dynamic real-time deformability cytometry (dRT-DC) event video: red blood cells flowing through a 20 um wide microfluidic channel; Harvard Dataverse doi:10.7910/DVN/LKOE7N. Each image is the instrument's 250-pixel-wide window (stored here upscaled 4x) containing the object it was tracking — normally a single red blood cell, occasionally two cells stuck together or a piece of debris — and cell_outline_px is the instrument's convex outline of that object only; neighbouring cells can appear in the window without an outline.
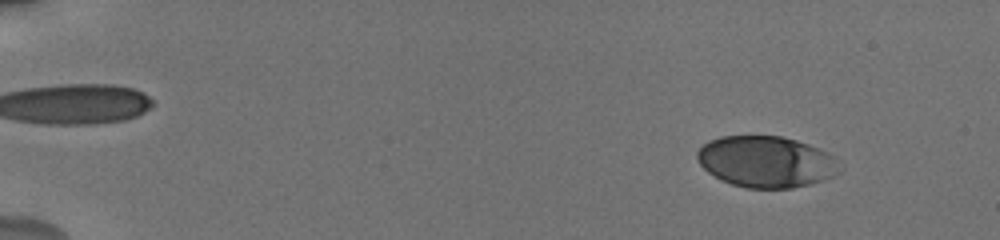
{"species": "human", "species_latin": "Homo sapiens", "temperature_condition": "cold", "stored_images_in_passage": 28, "camera_frame_rate_fps": 3000, "um_per_image_px": 0.085, "donor": {"sex": "male"}, "frame": {"image": 1, "passage_image": 3, "time_ms": 1.0, "image_size_px": [1000, 240], "cell_outline_px": [[840, 172], [832, 176], [808, 184], [792, 188], [748, 188], [732, 184], [720, 180], [708, 172], [700, 164], [696, 156], [696, 152], [708, 140], [720, 136], [780, 136], [796, 140], [808, 144], [828, 152], [836, 156]], "centroid_in_image_um": [65.1, 13.74], "position_along_channel_um": 19.9, "area_um2": 42.54}}
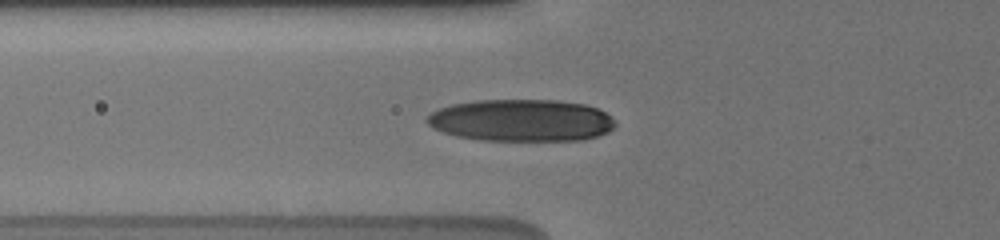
{"frame": {"image": 2, "passage_image": 12, "time_ms": 6.333, "image_size_px": [1000, 240], "cell_outline_px": [[616, 124], [608, 132], [596, 136], [580, 140], [480, 140], [456, 136], [432, 128], [424, 120], [432, 112], [440, 108], [452, 104], [476, 100], [556, 100], [584, 104], [596, 108], [612, 116]], "centroid_in_image_um": [44.3, 10.23], "position_along_channel_um": 81.5, "area_um2": 46.12}}
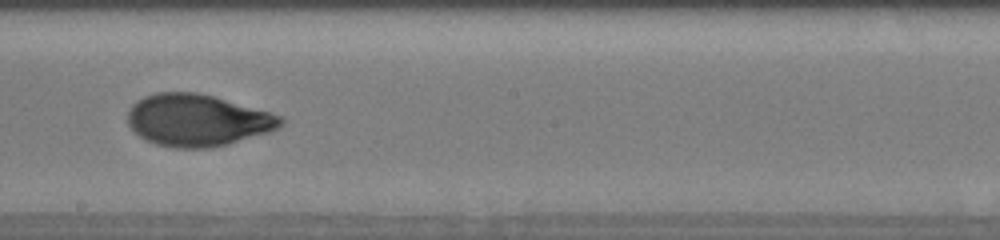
{"frame": {"image": 3, "passage_image": 27, "time_ms": 10.333, "image_size_px": [1000, 240], "cell_outline_px": [[284, 124], [280, 128], [268, 132], [228, 144], [208, 148], [176, 148], [156, 144], [144, 140], [128, 124], [128, 112], [132, 104], [136, 100], [144, 96], [156, 92], [196, 92], [212, 96], [284, 116]], "centroid_in_image_um": [16.78, 10.22], "position_along_channel_um": 231.4, "area_um2": 46.3}}